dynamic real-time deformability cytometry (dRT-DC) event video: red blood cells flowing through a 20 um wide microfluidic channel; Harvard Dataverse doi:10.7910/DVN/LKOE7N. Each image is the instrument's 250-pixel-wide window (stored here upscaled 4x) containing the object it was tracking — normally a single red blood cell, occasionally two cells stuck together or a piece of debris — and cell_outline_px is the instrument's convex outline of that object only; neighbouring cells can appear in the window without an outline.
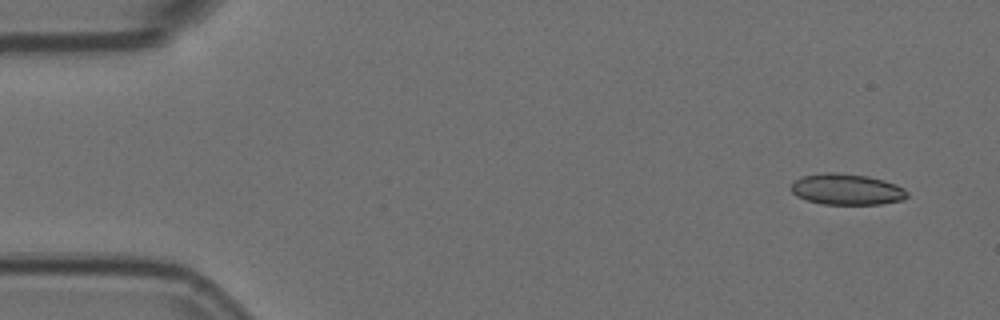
{"species": "Egyptian fruit bat (a non-hibernating species)", "species_latin": "Rousettus aegyptiacus", "temperature_condition": "room temperature", "stored_images_in_passage": 6, "segment_of_instrument_passage": [2, 2], "camera_frame_rate_fps": 3000, "um_per_image_px": 0.085, "animal": {"sex": "female"}, "frame": {"image": 1, "passage_image": 6, "time_ms": 1.667, "image_size_px": [1000, 320], "cell_outline_px": [[908, 196], [904, 200], [880, 204], [820, 204], [796, 196], [792, 192], [792, 184], [796, 180], [804, 176], [824, 172], [836, 172], [868, 176], [884, 180], [896, 184], [904, 188], [908, 192]], "centroid_in_image_um": [72.01, 16.09], "position_along_channel_um": 13.0, "area_um2": 21.04}}